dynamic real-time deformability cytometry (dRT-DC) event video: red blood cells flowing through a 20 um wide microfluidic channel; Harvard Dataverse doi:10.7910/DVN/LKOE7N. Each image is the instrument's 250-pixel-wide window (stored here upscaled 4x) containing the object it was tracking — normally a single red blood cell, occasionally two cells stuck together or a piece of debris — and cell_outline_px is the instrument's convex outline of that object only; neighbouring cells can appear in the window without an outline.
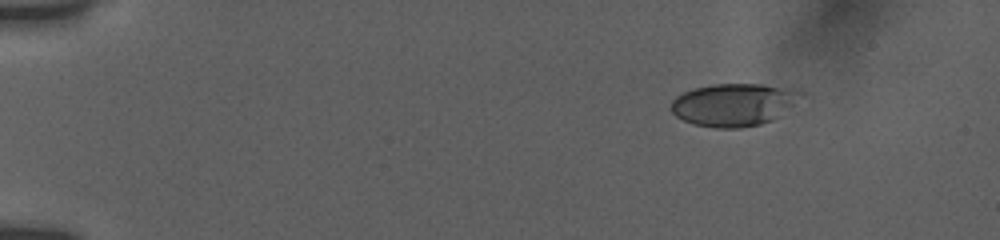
{"species": "human", "species_latin": "Homo sapiens", "temperature_condition": "room temperature", "stored_images_in_passage": 10, "camera_frame_rate_fps": 3000, "um_per_image_px": 0.085, "donor": {"sex": "female"}, "frame": {"image": 1, "passage_image": 1, "time_ms": 0.0, "image_size_px": [1000, 240], "cell_outline_px": [[792, 104], [772, 120], [760, 124], [740, 128], [716, 128], [692, 124], [676, 116], [672, 112], [672, 100], [676, 96], [692, 88], [712, 84], [764, 84], [776, 88], [792, 96]], "centroid_in_image_um": [62.11, 8.93], "position_along_channel_um": 22.9, "area_um2": 30.63}}
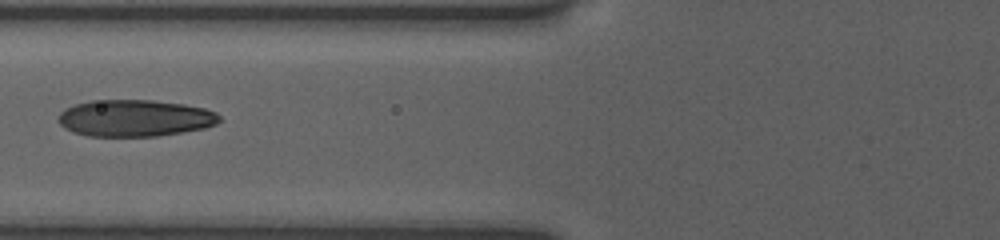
{"frame": {"image": 2, "passage_image": 7, "time_ms": 5.333, "image_size_px": [1000, 240], "cell_outline_px": [[220, 120], [216, 124], [204, 128], [156, 136], [88, 136], [72, 132], [64, 128], [60, 124], [60, 112], [64, 108], [76, 104], [92, 100], [152, 100], [184, 104], [204, 108], [216, 112], [220, 116]], "centroid_in_image_um": [11.46, 10.03], "position_along_channel_um": 114.3, "area_um2": 34.45}}
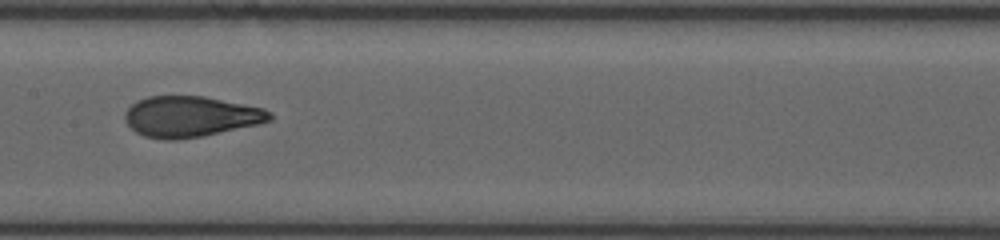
{"frame": {"image": 3, "passage_image": 9, "time_ms": 7.333, "image_size_px": [1000, 240], "cell_outline_px": [[272, 120], [256, 124], [200, 136], [176, 140], [164, 140], [144, 136], [136, 132], [124, 120], [124, 112], [136, 100], [148, 96], [204, 96], [264, 108], [272, 112]], "centroid_in_image_um": [16.16, 9.9], "position_along_channel_um": 191.2, "area_um2": 34.28}}